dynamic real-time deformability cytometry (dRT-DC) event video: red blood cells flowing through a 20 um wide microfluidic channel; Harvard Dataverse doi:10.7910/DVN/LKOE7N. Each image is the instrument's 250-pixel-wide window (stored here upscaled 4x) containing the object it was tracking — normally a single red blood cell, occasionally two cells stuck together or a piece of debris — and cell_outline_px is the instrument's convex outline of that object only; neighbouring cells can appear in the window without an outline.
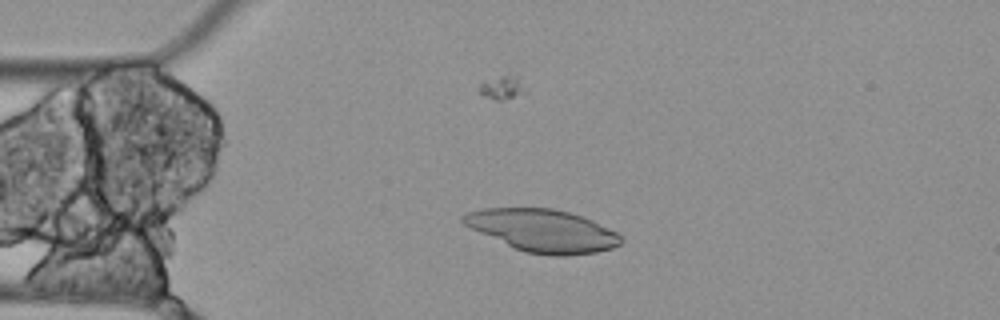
{"species": "Egyptian fruit bat (a non-hibernating species)", "species_latin": "Rousettus aegyptiacus", "temperature_condition": "cold", "stored_images_in_passage": 4, "camera_frame_rate_fps": 3000, "um_per_image_px": 0.085, "animal": {"sex": "female"}, "frame": {"image": 1, "passage_image": 3, "time_ms": 0.667, "image_size_px": [1000, 320], "cell_outline_px": [[624, 240], [620, 244], [612, 248], [596, 252], [568, 256], [552, 256], [524, 252], [480, 232], [464, 224], [460, 220], [460, 216], [464, 212], [484, 208], [552, 208], [568, 212], [592, 220], [616, 232]], "centroid_in_image_um": [46.12, 19.6], "position_along_channel_um": 38.9, "area_um2": 38.9}}